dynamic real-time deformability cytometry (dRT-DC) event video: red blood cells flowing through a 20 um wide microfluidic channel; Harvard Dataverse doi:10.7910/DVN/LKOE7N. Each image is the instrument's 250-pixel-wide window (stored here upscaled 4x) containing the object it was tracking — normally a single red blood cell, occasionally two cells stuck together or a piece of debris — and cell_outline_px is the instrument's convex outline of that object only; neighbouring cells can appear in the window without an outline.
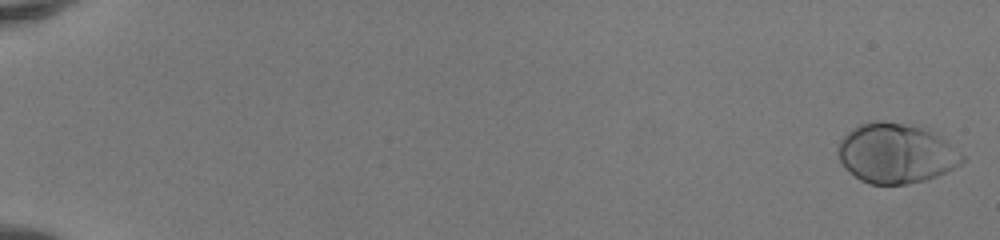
{"species": "human", "species_latin": "Homo sapiens", "temperature_condition": "room temperature", "stored_images_in_passage": 19, "camera_frame_rate_fps": 3000, "um_per_image_px": 0.085, "donor": {"sex": "female"}, "frame": {"image": 1, "passage_image": 1, "time_ms": 0.0, "image_size_px": [1000, 240], "cell_outline_px": [[964, 160], [960, 164], [936, 176], [924, 180], [908, 184], [868, 184], [860, 180], [844, 168], [840, 164], [836, 152], [836, 148], [840, 140], [852, 128], [868, 120], [884, 120], [904, 124], [920, 128], [932, 132], [944, 140], [964, 156]], "centroid_in_image_um": [76.07, 13.04], "position_along_channel_um": 8.9, "area_um2": 43.18}}